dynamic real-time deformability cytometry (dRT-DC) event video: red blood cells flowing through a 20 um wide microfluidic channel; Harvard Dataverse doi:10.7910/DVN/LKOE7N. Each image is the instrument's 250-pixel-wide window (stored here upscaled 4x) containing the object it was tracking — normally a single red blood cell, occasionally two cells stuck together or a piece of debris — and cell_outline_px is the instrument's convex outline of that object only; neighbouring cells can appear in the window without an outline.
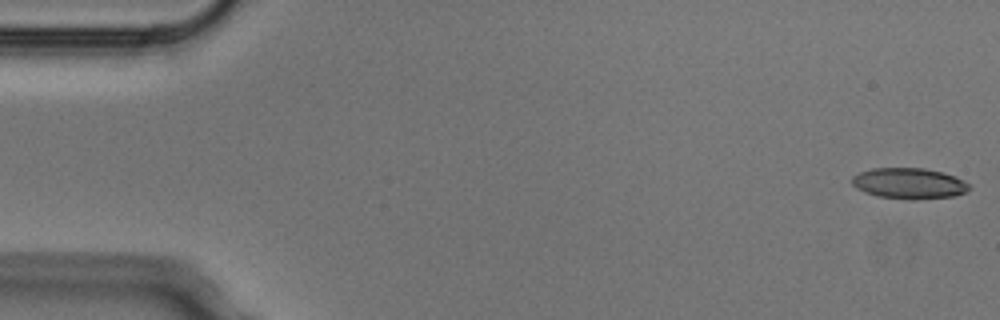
{"species": "Egyptian fruit bat (a non-hibernating species)", "species_latin": "Rousettus aegyptiacus", "temperature_condition": "cold", "stored_images_in_passage": 4, "camera_frame_rate_fps": 3000, "um_per_image_px": 0.085, "animal": {"sex": "male"}, "frame": {"image": 1, "passage_image": 1, "time_ms": 0.0, "image_size_px": [1000, 320], "cell_outline_px": [[972, 188], [968, 192], [956, 196], [916, 200], [876, 196], [864, 192], [856, 188], [852, 184], [852, 176], [860, 172], [872, 168], [924, 168], [944, 172], [956, 176], [968, 184]], "centroid_in_image_um": [77.3, 15.59], "position_along_channel_um": 7.7, "area_um2": 21.39}}